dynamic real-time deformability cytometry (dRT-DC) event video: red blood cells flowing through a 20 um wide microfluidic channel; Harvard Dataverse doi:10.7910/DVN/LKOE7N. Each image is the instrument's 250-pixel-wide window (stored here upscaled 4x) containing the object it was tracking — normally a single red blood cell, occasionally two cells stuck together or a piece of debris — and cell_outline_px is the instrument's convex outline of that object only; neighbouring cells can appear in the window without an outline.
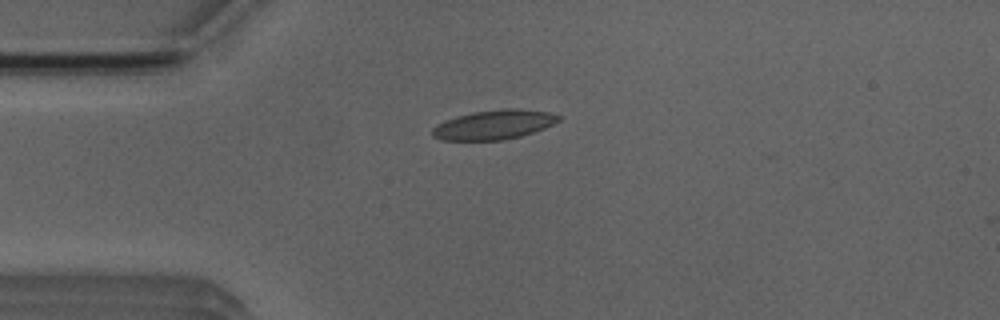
{"species": "Egyptian fruit bat (a non-hibernating species)", "species_latin": "Rousettus aegyptiacus", "temperature_condition": "room temperature", "stored_images_in_passage": 5, "camera_frame_rate_fps": 3000, "um_per_image_px": 0.085, "animal": {"sex": "male"}, "frame": {"image": 1, "passage_image": 3, "time_ms": 3.0, "image_size_px": [1000, 320], "cell_outline_px": [[560, 120], [544, 128], [520, 136], [504, 140], [440, 140], [432, 136], [432, 128], [436, 124], [444, 120], [456, 116], [476, 112], [504, 108], [520, 108], [548, 112], [560, 116]], "centroid_in_image_um": [41.95, 10.6], "position_along_channel_um": 43.0, "area_um2": 21.62}}
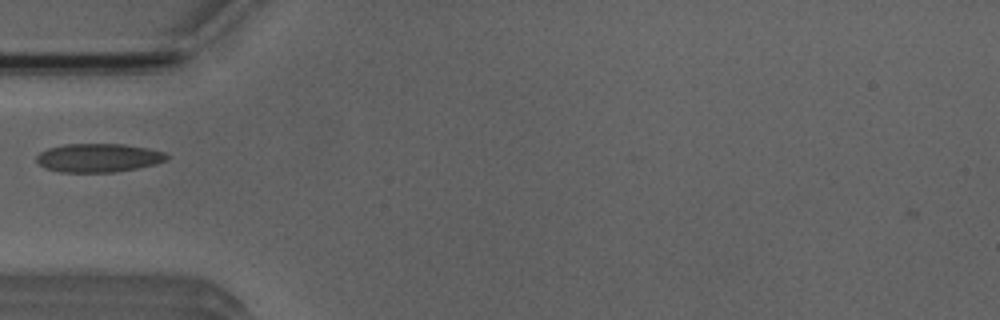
{"frame": {"image": 2, "passage_image": 4, "time_ms": 4.333, "image_size_px": [1000, 320], "cell_outline_px": [[168, 160], [156, 164], [116, 172], [60, 172], [44, 168], [36, 160], [36, 156], [40, 152], [48, 148], [64, 144], [124, 144], [148, 148], [164, 152], [168, 156]], "centroid_in_image_um": [8.37, 13.41], "position_along_channel_um": 76.6, "area_um2": 21.79}}